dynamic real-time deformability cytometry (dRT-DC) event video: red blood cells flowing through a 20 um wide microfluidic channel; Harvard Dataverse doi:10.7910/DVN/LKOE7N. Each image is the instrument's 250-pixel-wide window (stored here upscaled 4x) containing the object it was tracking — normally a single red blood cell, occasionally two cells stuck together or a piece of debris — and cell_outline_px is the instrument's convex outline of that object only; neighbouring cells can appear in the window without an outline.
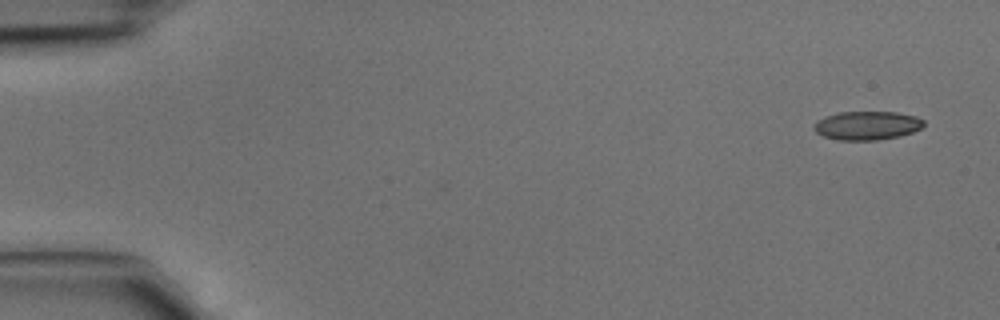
{"species": "common noctule bat (a hibernating species)", "species_latin": "Nyctalus noctula", "temperature_condition": "cold", "stored_images_in_passage": 3, "camera_frame_rate_fps": 3000, "um_per_image_px": 0.085, "animal": {"sex": "male", "body_mass_g": 15.6}, "frame": {"image": 1, "passage_image": 1, "time_ms": 0.0, "image_size_px": [1000, 320], "cell_outline_px": [[924, 124], [920, 128], [912, 132], [900, 136], [876, 140], [836, 140], [824, 136], [816, 132], [816, 124], [824, 116], [840, 112], [896, 112], [916, 116], [924, 120]], "centroid_in_image_um": [73.74, 10.67], "position_along_channel_um": 11.3, "area_um2": 18.15}}